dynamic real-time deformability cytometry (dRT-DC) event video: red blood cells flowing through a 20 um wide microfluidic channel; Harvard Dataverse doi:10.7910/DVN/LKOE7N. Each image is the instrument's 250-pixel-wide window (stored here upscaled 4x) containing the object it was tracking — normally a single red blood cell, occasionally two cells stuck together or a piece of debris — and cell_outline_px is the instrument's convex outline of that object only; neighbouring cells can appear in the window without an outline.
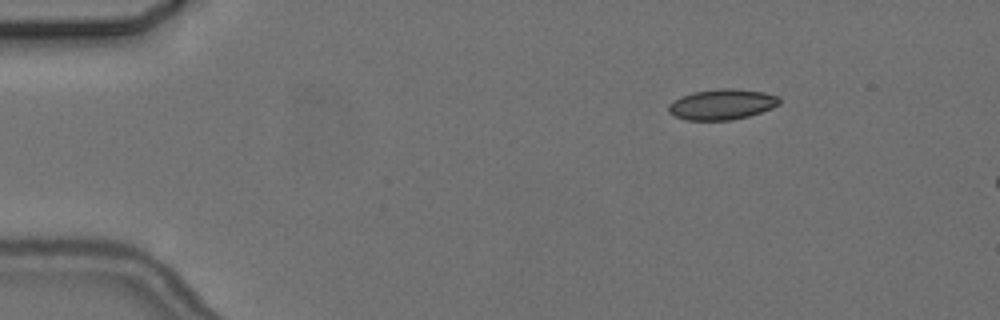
{"species": "common noctule bat (a hibernating species)", "species_latin": "Nyctalus noctula", "temperature_condition": "cold", "stored_images_in_passage": 3, "camera_frame_rate_fps": 3000, "um_per_image_px": 0.085, "animal": {"sex": "female", "body_mass_g": 24.6, "forearm_length_mm": 56.2}, "frame": {"image": 1, "passage_image": 1, "time_ms": 0.0, "image_size_px": [1000, 320], "cell_outline_px": [[780, 104], [772, 108], [748, 116], [732, 120], [684, 120], [672, 116], [668, 112], [668, 104], [672, 100], [680, 96], [692, 92], [720, 88], [732, 88], [764, 92], [780, 96]], "centroid_in_image_um": [61.33, 8.87], "position_along_channel_um": 23.7, "area_um2": 20.06}}